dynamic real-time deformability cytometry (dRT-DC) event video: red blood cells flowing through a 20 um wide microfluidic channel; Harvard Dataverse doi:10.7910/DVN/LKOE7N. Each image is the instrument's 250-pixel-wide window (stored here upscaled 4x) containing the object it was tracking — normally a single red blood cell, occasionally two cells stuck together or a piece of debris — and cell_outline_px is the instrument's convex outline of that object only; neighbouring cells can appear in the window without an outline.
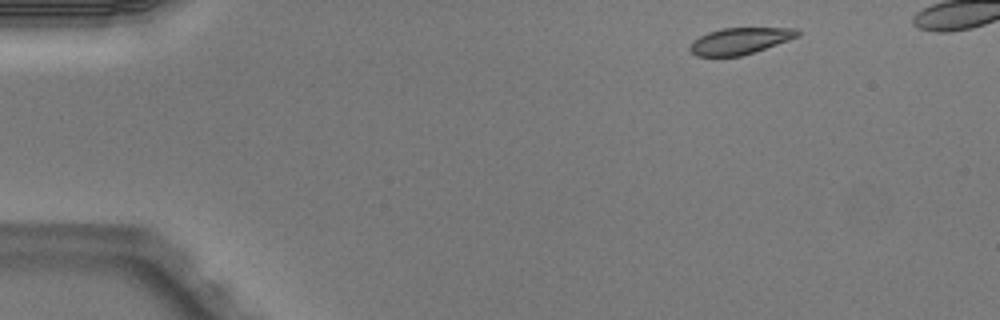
{"species": "Egyptian fruit bat (a non-hibernating species)", "species_latin": "Rousettus aegyptiacus", "temperature_condition": "warm", "stored_images_in_passage": 4, "camera_frame_rate_fps": 3000, "um_per_image_px": 0.085, "animal": {"sex": "male"}, "frame": {"image": 1, "passage_image": 1, "time_ms": 0.0, "image_size_px": [1000, 320], "cell_outline_px": [[800, 36], [740, 56], [696, 56], [688, 48], [692, 40], [708, 32], [724, 28], [796, 28], [800, 32]], "centroid_in_image_um": [62.86, 3.47], "position_along_channel_um": 22.1, "area_um2": 16.42}}